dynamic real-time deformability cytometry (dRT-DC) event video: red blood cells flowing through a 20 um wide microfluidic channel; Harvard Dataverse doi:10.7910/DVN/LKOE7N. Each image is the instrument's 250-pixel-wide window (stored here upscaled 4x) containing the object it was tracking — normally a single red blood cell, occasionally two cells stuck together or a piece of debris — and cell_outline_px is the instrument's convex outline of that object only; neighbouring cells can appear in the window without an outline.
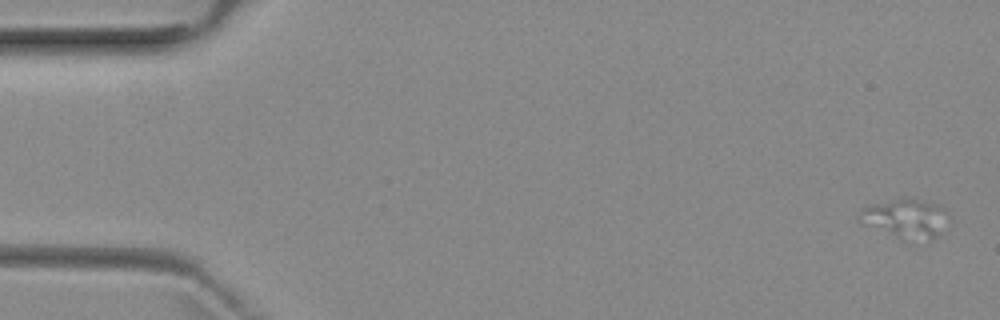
{"species": "common noctule bat (a hibernating species)", "species_latin": "Nyctalus noctula", "temperature_condition": "room temperature", "stored_images_in_passage": 5, "camera_frame_rate_fps": 3000, "um_per_image_px": 0.085, "animal": {"sex": "female", "body_mass_g": 29.2, "forearm_length_mm": 56.3}, "frame": {"image": 1, "passage_image": 1, "time_ms": 0.0, "image_size_px": [1000, 320], "cell_outline_px": [[936, 236], [932, 240], [928, 240], [864, 224], [856, 220], [864, 208], [872, 204], [900, 200], [916, 200], [936, 204]], "centroid_in_image_um": [76.73, 18.51], "position_along_channel_um": 8.3, "area_um2": 16.47}}